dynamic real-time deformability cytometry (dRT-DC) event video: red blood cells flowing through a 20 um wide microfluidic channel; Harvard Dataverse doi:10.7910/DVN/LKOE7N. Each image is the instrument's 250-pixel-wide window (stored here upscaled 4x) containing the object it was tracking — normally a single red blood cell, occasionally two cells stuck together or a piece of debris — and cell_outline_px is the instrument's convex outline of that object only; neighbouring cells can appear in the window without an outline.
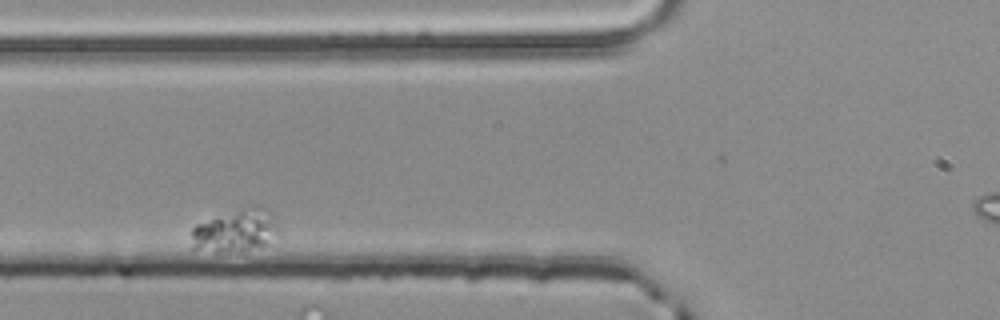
{"species": "common noctule bat (a hibernating species)", "species_latin": "Nyctalus noctula", "temperature_condition": "room temperature", "stored_images_in_passage": 5, "segment_of_instrument_passage": [1, 2], "camera_frame_rate_fps": 3000, "um_per_image_px": 0.085, "animal": {"sex": "male", "body_mass_g": 20.4}, "frame": {"image": 1, "passage_image": 2, "time_ms": 0.333, "image_size_px": [1000, 320], "cell_outline_px": [[276, 228], [268, 244], [248, 248], [216, 252], [192, 248], [192, 228], [196, 224], [240, 208], [252, 204], [264, 204], [272, 212]], "centroid_in_image_um": [20.01, 19.54], "position_along_channel_um": 105.8, "area_um2": 21.21}}
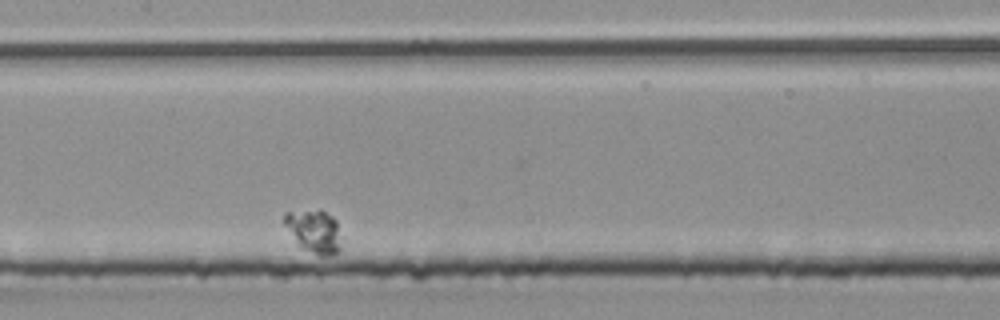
{"frame": {"image": 2, "passage_image": 4, "time_ms": 1.0, "image_size_px": [1000, 320], "cell_outline_px": [[340, 252], [332, 256], [320, 256], [304, 248], [296, 240], [284, 224], [284, 212], [320, 208], [332, 216], [336, 220], [340, 248]], "centroid_in_image_um": [26.7, 19.62], "position_along_channel_um": 180.7, "area_um2": 14.16}}